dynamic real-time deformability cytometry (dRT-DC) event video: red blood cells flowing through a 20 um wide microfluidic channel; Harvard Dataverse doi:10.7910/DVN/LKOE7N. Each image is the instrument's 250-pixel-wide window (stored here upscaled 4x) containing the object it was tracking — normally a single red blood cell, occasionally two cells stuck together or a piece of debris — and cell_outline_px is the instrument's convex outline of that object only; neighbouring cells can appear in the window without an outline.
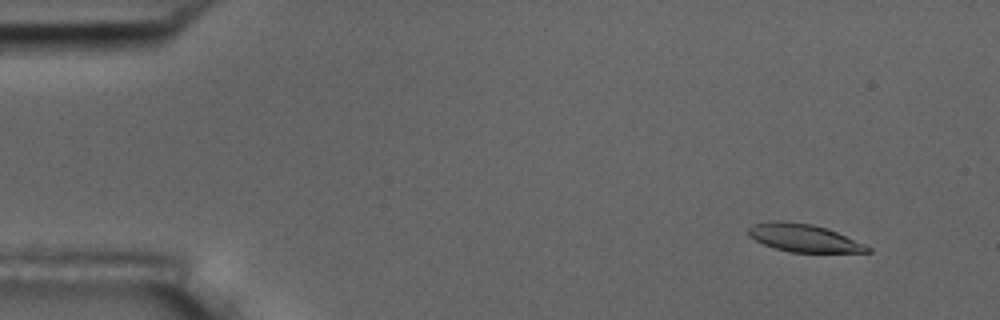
{"species": "common noctule bat (a hibernating species)", "species_latin": "Nyctalus noctula", "temperature_condition": "room temperature", "stored_images_in_passage": 5, "camera_frame_rate_fps": 3000, "um_per_image_px": 0.085, "animal": {"sex": "male", "body_mass_g": 17.5, "forearm_length_mm": 52.3}, "frame": {"image": 1, "passage_image": 2, "time_ms": 0.333, "image_size_px": [1000, 320], "cell_outline_px": [[872, 252], [788, 252], [764, 244], [748, 236], [748, 228], [752, 224], [768, 220], [784, 220], [812, 224], [828, 228], [864, 244], [872, 248]], "centroid_in_image_um": [68.29, 20.2], "position_along_channel_um": 16.7, "area_um2": 19.42}}
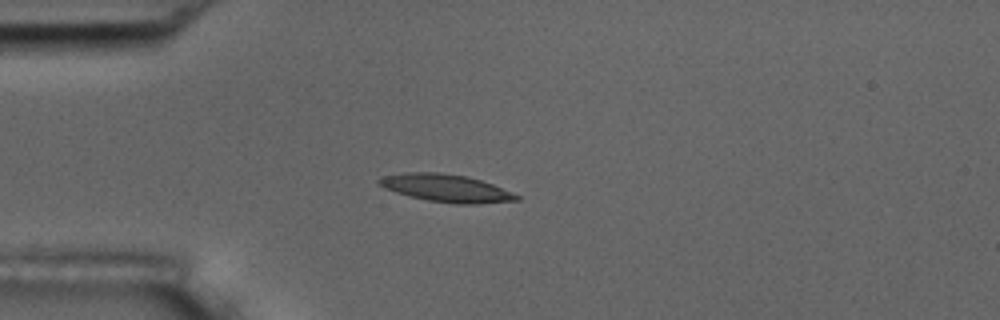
{"frame": {"image": 2, "passage_image": 5, "time_ms": 1.333, "image_size_px": [1000, 320], "cell_outline_px": [[520, 200], [476, 204], [456, 204], [428, 200], [396, 192], [384, 188], [376, 184], [376, 180], [384, 176], [408, 172], [440, 172], [468, 176], [492, 184], [520, 196]], "centroid_in_image_um": [37.91, 15.98], "position_along_channel_um": 47.1, "area_um2": 22.02}}